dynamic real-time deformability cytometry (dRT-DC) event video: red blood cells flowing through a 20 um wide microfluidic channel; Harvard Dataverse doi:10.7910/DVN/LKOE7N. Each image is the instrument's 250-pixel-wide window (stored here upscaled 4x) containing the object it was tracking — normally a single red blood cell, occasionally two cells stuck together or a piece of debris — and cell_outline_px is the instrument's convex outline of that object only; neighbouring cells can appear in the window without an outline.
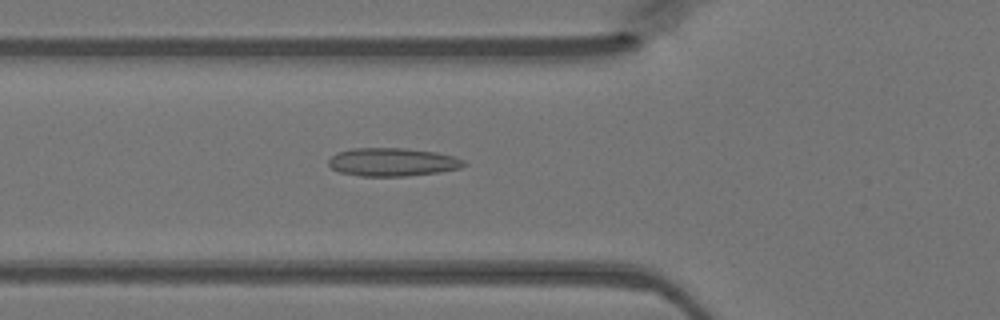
{"species": "Egyptian fruit bat (a non-hibernating species)", "species_latin": "Rousettus aegyptiacus", "temperature_condition": "warm", "stored_images_in_passage": 34, "camera_frame_rate_fps": 3000, "um_per_image_px": 0.085, "animal": {"sex": "female"}, "frame": {"image": 1, "passage_image": 4, "time_ms": 1.0, "image_size_px": [1000, 320], "cell_outline_px": [[468, 164], [460, 168], [440, 172], [408, 176], [360, 176], [340, 172], [332, 168], [328, 164], [328, 160], [336, 152], [352, 148], [404, 148], [436, 152], [456, 156], [464, 160]], "centroid_in_image_um": [33.39, 13.77], "position_along_channel_um": 92.4, "area_um2": 22.48}}
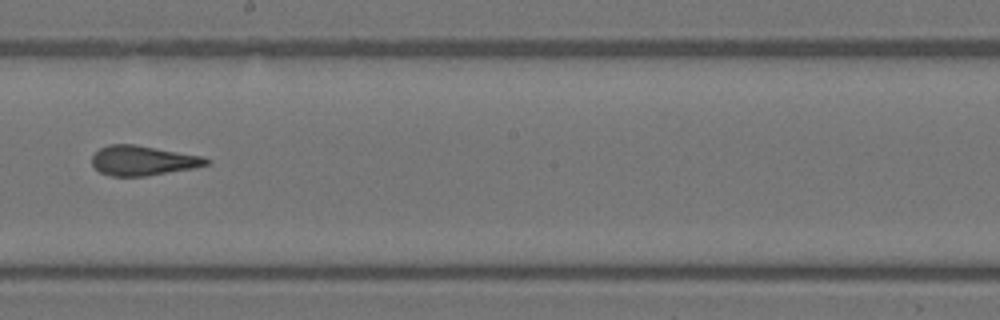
{"frame": {"image": 2, "passage_image": 14, "time_ms": 4.333, "image_size_px": [1000, 320], "cell_outline_px": [[212, 164], [196, 168], [144, 176], [112, 176], [100, 172], [92, 164], [92, 156], [100, 148], [108, 144], [136, 144], [204, 156], [212, 160]], "centroid_in_image_um": [12.22, 13.64], "position_along_channel_um": 236.0, "area_um2": 20.11}}
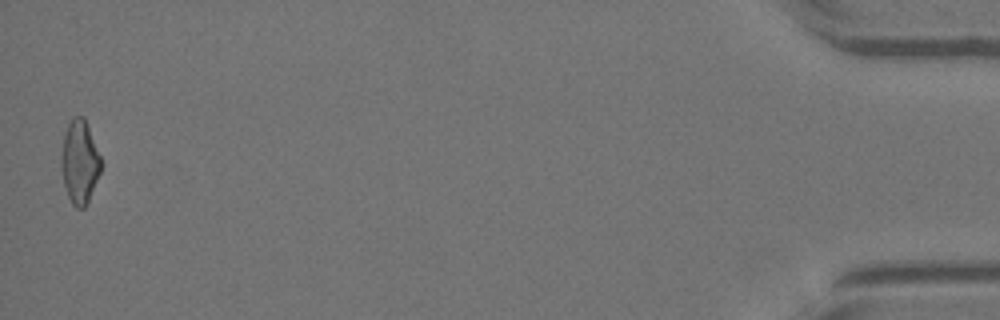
{"frame": {"image": 3, "passage_image": 34, "time_ms": 11.0, "image_size_px": [1000, 320], "cell_outline_px": [[100, 172], [88, 200], [84, 208], [76, 208], [72, 204], [68, 196], [64, 184], [60, 168], [60, 160], [64, 132], [72, 116], [84, 116], [100, 156]], "centroid_in_image_um": [6.73, 13.74], "position_along_channel_um": 428.5, "area_um2": 19.19}}